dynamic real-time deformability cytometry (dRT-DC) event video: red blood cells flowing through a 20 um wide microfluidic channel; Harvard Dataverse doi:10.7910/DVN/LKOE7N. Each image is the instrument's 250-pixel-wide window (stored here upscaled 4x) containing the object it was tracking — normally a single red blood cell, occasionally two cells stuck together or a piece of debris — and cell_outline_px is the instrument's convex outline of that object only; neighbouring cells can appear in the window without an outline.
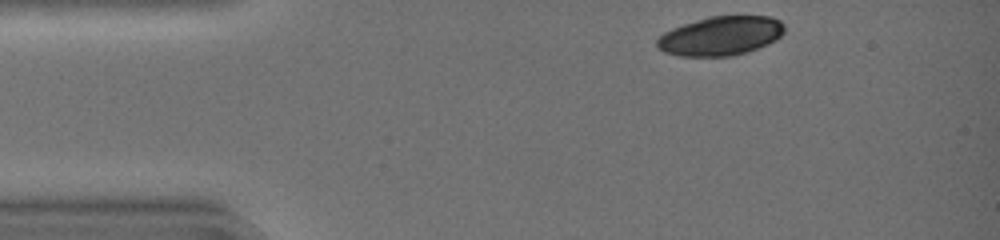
{"species": "common noctule bat (a hibernating species)", "species_latin": "Nyctalus noctula", "temperature_condition": "warm", "stored_images_in_passage": 28, "camera_frame_rate_fps": 3000, "um_per_image_px": 0.085, "animal": {"sex": "female", "body_mass_g": 19.0, "forearm_length_mm": 51.5}, "frame": {"image": 1, "passage_image": 1, "time_ms": 0.0, "image_size_px": [1000, 240], "cell_outline_px": [[784, 32], [776, 40], [768, 44], [748, 52], [732, 56], [680, 56], [664, 52], [656, 48], [656, 40], [664, 32], [672, 28], [708, 16], [772, 16], [780, 20], [784, 24]], "centroid_in_image_um": [61.26, 3.05], "position_along_channel_um": 23.7, "area_um2": 29.25}}